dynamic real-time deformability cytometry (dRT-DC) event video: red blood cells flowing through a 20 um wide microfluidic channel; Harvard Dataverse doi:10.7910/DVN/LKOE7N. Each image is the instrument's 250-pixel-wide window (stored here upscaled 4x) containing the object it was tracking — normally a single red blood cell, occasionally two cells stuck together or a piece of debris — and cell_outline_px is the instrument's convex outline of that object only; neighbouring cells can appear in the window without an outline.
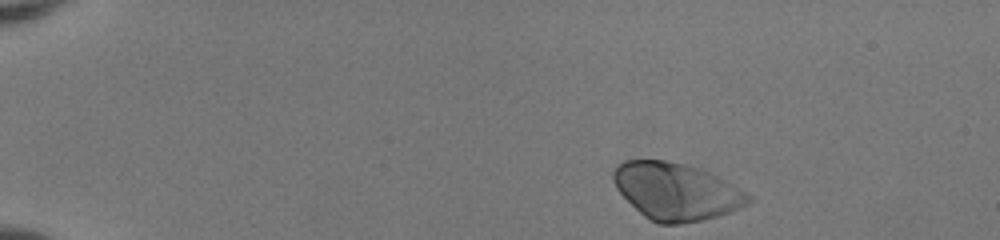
{"species": "human", "species_latin": "Homo sapiens", "temperature_condition": "room temperature", "stored_images_in_passage": 45, "camera_frame_rate_fps": 3000, "um_per_image_px": 0.085, "donor": {"sex": "female"}, "frame": {"image": 1, "passage_image": 1, "time_ms": 0.0, "image_size_px": [1000, 240], "cell_outline_px": [[752, 200], [748, 204], [732, 212], [704, 220], [680, 224], [660, 224], [644, 216], [616, 188], [612, 180], [612, 172], [616, 164], [624, 160], [664, 160], [684, 164], [700, 168], [732, 184], [752, 196]], "centroid_in_image_um": [57.47, 16.26], "position_along_channel_um": 27.5, "area_um2": 44.85}}
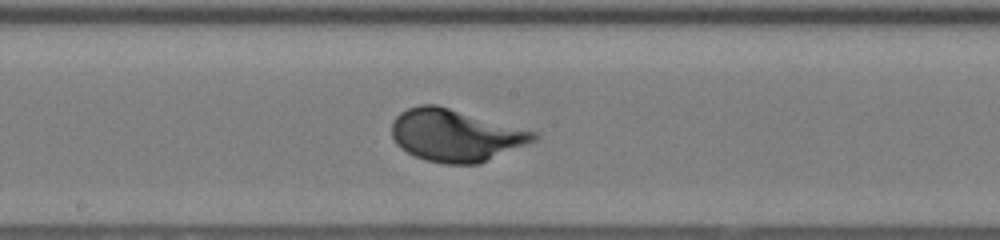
{"frame": {"image": 2, "passage_image": 23, "time_ms": 7.333, "image_size_px": [1000, 240], "cell_outline_px": [[540, 136], [536, 140], [480, 164], [444, 164], [424, 160], [400, 148], [396, 144], [392, 136], [392, 120], [400, 112], [408, 108], [420, 104], [436, 104], [540, 132]], "centroid_in_image_um": [38.74, 11.5], "position_along_channel_um": 209.5, "area_um2": 43.58}}
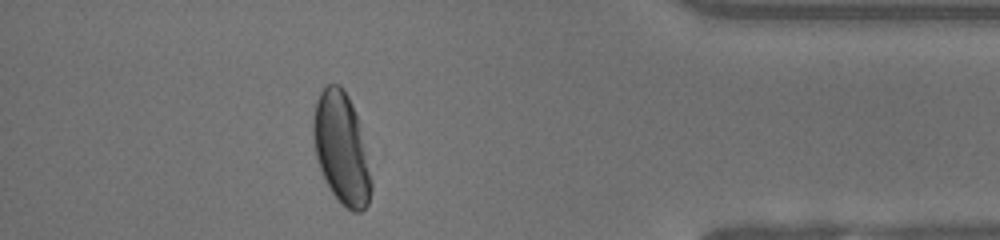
{"frame": {"image": 3, "passage_image": 40, "time_ms": 13.0, "image_size_px": [1000, 240], "cell_outline_px": [[372, 188], [368, 204], [360, 212], [352, 212], [332, 192], [320, 168], [316, 156], [312, 136], [312, 120], [316, 100], [320, 92], [328, 84], [340, 84], [344, 88], [352, 104], [356, 116], [372, 180]], "centroid_in_image_um": [29.0, 12.58], "position_along_channel_um": 406.2, "area_um2": 36.99}, "authors_computed_cell_mechanics": {"area_um2": 42.0206, "velocity_mm_per_s": 3.9515, "shape_relaxation_time_tau1_ms": 2.0006, "shape_relaxation_time_tau2_ms": null, "deformation_change_tau1": 0.1426, "deformation_change_tau2": null}}